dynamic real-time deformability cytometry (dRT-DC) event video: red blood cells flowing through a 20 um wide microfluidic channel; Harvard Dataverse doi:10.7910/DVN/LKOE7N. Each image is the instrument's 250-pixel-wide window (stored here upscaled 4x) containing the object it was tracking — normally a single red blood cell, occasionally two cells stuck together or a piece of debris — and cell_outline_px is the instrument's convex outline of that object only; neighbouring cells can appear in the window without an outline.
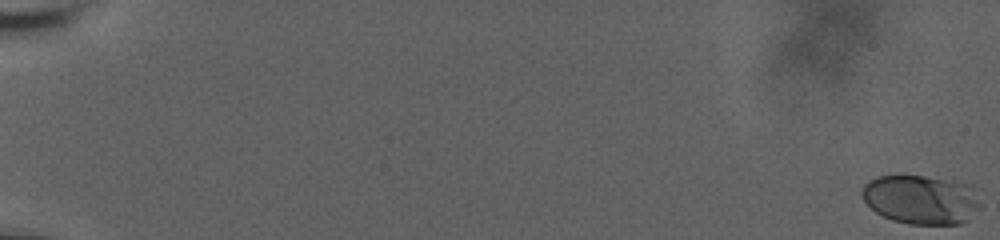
{"species": "human", "species_latin": "Homo sapiens", "temperature_condition": "room temperature", "stored_images_in_passage": 18, "camera_frame_rate_fps": 3000, "um_per_image_px": 0.085, "donor": {"sex": "male"}, "frame": {"image": 1, "passage_image": 1, "time_ms": 0.0, "image_size_px": [1000, 240], "cell_outline_px": [[980, 208], [968, 220], [960, 224], [908, 224], [892, 220], [876, 212], [864, 200], [860, 192], [864, 184], [868, 180], [876, 176], [924, 176], [972, 184], [980, 204]], "centroid_in_image_um": [78.3, 16.96], "position_along_channel_um": 6.7, "area_um2": 34.04}}
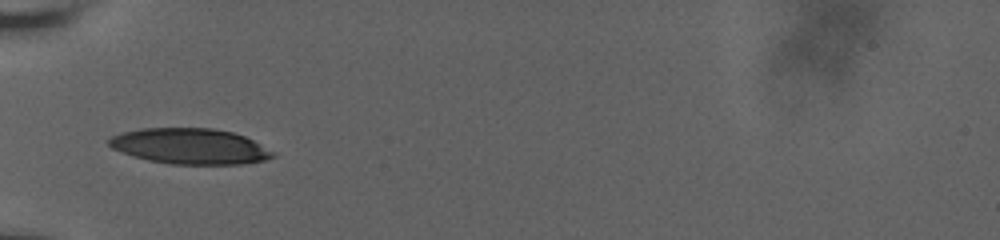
{"frame": {"image": 2, "passage_image": 16, "time_ms": 8.0, "image_size_px": [1000, 240], "cell_outline_px": [[276, 156], [264, 160], [244, 164], [172, 164], [148, 160], [112, 148], [108, 144], [108, 140], [112, 136], [124, 132], [140, 128], [212, 128], [232, 132], [244, 136], [252, 140], [272, 152]], "centroid_in_image_um": [16.14, 12.43], "position_along_channel_um": 68.9, "area_um2": 33.64}}
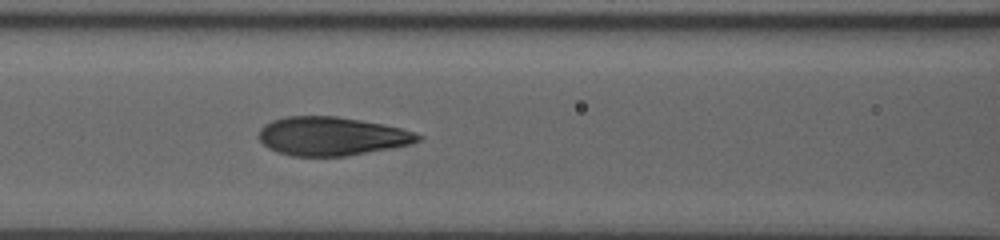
{"frame": {"image": 3, "passage_image": 18, "time_ms": 10.0, "image_size_px": [1000, 240], "cell_outline_px": [[424, 136], [420, 140], [412, 144], [392, 148], [344, 156], [292, 156], [276, 152], [268, 148], [256, 136], [260, 128], [264, 124], [272, 120], [284, 116], [336, 116], [384, 124], [400, 128]], "centroid_in_image_um": [28.15, 11.57], "position_along_channel_um": 138.4, "area_um2": 36.01}}